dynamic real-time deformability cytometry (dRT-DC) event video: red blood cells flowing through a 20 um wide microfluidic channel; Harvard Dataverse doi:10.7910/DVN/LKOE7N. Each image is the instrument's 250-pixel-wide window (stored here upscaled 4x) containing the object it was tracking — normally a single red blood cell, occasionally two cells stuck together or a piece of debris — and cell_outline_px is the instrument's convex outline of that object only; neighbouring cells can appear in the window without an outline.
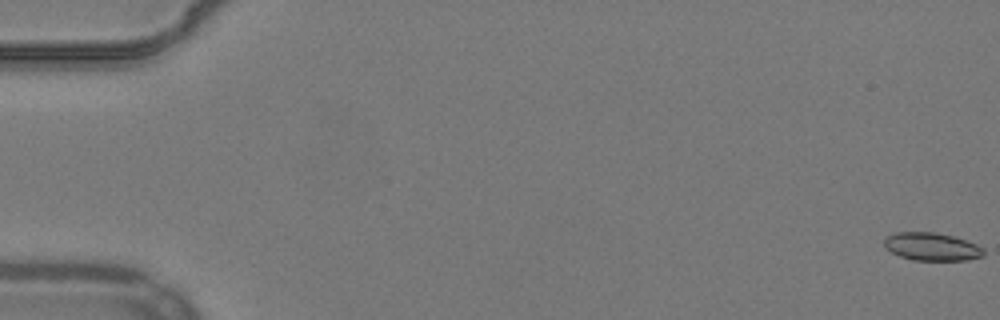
{"species": "common noctule bat (a hibernating species)", "species_latin": "Nyctalus noctula", "temperature_condition": "warm", "stored_images_in_passage": 21, "camera_frame_rate_fps": 3000, "um_per_image_px": 0.085, "animal": {"sex": "male", "body_mass_g": 19.2, "forearm_length_mm": 51.8}, "frame": {"image": 1, "passage_image": 1, "time_ms": 0.0, "image_size_px": [1000, 320], "cell_outline_px": [[984, 256], [968, 260], [912, 260], [900, 256], [892, 252], [884, 244], [884, 240], [888, 236], [896, 232], [936, 232], [952, 236], [976, 244], [984, 248]], "centroid_in_image_um": [79.23, 20.97], "position_along_channel_um": 5.8, "area_um2": 16.07}}
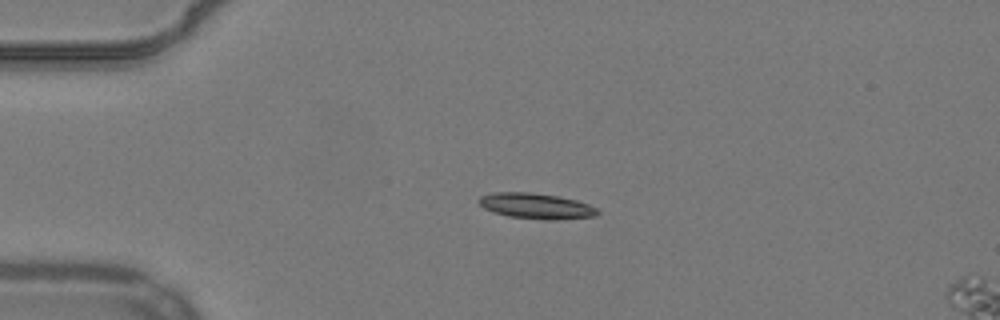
{"frame": {"image": 2, "passage_image": 14, "time_ms": 4.333, "image_size_px": [1000, 320], "cell_outline_px": [[600, 212], [596, 216], [556, 220], [544, 220], [508, 216], [492, 212], [484, 208], [476, 200], [480, 196], [492, 192], [532, 192], [556, 196], [576, 200], [588, 204], [596, 208]], "centroid_in_image_um": [45.54, 17.51], "position_along_channel_um": 39.5, "area_um2": 17.86}}
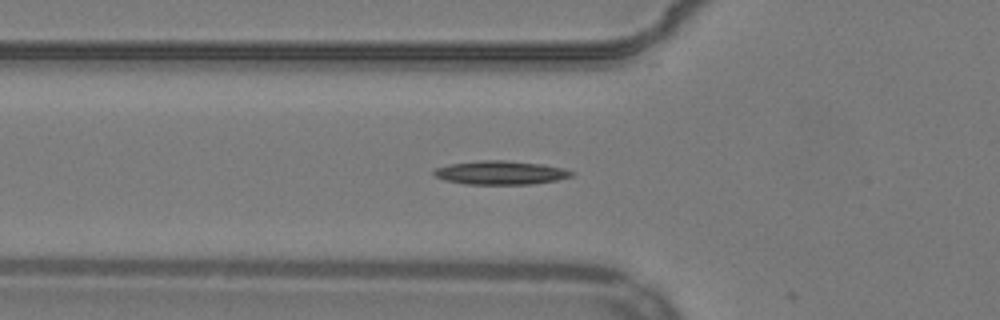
{"frame": {"image": 3, "passage_image": 20, "time_ms": 6.333, "image_size_px": [1000, 320], "cell_outline_px": [[576, 172], [572, 176], [556, 180], [532, 184], [464, 184], [444, 180], [436, 176], [432, 172], [436, 168], [448, 164], [480, 160], [504, 160], [544, 164], [564, 168]], "centroid_in_image_um": [42.56, 14.67], "position_along_channel_um": 83.2, "area_um2": 19.13}}